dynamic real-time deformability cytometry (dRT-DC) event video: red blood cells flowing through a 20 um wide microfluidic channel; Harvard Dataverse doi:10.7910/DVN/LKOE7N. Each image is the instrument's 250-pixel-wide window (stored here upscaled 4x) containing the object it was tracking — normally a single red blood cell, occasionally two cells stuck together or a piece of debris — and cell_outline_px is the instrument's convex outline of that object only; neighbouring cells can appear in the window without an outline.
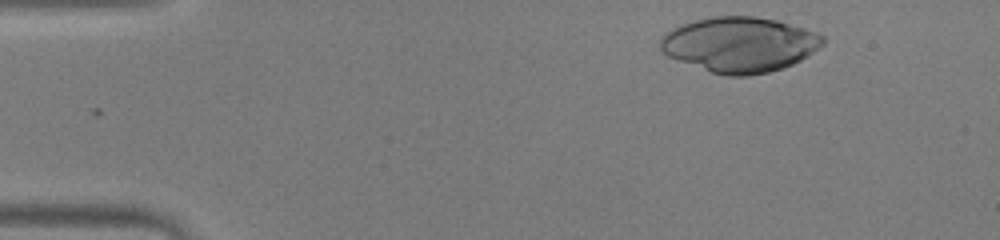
{"species": "human", "species_latin": "Homo sapiens", "temperature_condition": "warm", "stored_images_in_passage": 38, "camera_frame_rate_fps": 3000, "um_per_image_px": 0.085, "donor": {"sex": "male"}, "frame": {"image": 1, "passage_image": 2, "time_ms": 0.333, "image_size_px": [1000, 240], "cell_outline_px": [[824, 44], [800, 60], [784, 68], [768, 72], [748, 76], [728, 76], [712, 72], [668, 56], [660, 52], [660, 36], [664, 32], [672, 28], [696, 20], [712, 16], [752, 16], [780, 20], [816, 32], [824, 36]], "centroid_in_image_um": [62.86, 3.77], "position_along_channel_um": 22.1, "area_um2": 52.25}}